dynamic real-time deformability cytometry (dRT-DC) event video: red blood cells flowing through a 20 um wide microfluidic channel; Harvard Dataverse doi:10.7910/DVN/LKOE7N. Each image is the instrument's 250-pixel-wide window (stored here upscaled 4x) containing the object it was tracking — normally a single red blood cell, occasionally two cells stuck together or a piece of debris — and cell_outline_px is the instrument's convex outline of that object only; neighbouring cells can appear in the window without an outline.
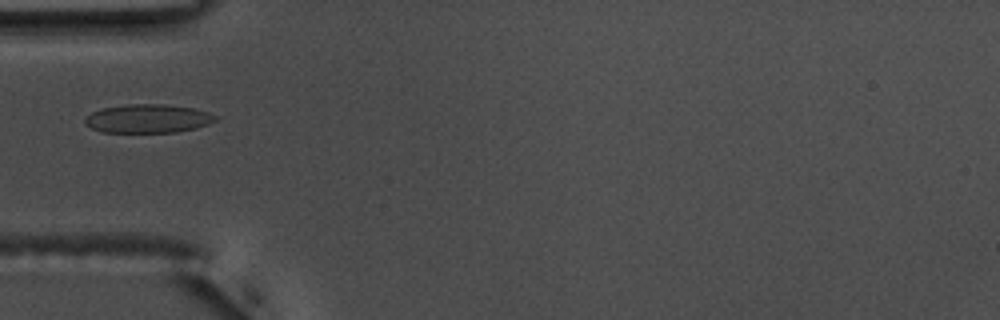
{"species": "common noctule bat (a hibernating species)", "species_latin": "Nyctalus noctula", "temperature_condition": "warm", "stored_images_in_passage": 33, "camera_frame_rate_fps": 3000, "um_per_image_px": 0.085, "animal": {"sex": "male", "body_mass_g": 17.5, "forearm_length_mm": 52.3}, "frame": {"image": 1, "passage_image": 1, "time_ms": 0.0, "image_size_px": [1000, 320], "cell_outline_px": [[216, 120], [208, 124], [196, 128], [176, 132], [100, 132], [84, 124], [84, 120], [92, 112], [104, 108], [124, 104], [164, 104], [196, 108], [208, 112], [216, 116]], "centroid_in_image_um": [12.58, 10.08], "position_along_channel_um": 72.4, "area_um2": 21.79}}